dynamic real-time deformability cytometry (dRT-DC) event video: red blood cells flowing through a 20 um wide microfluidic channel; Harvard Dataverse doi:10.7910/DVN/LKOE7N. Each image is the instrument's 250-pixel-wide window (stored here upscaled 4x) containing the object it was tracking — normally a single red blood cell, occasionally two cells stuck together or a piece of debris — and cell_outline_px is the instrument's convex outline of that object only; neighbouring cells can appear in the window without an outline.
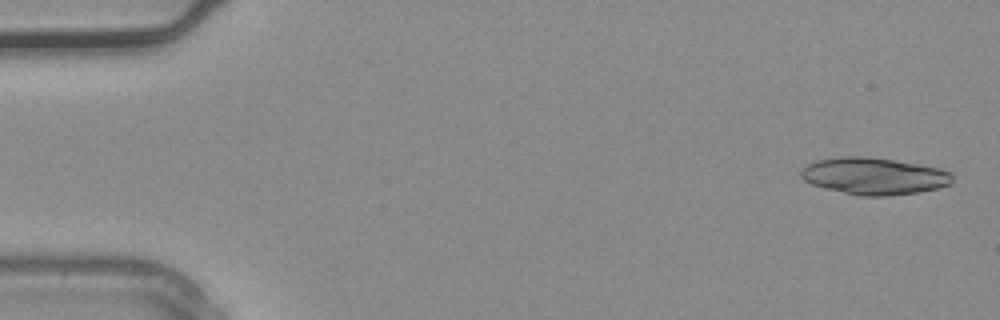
{"species": "common noctule bat (a hibernating species)", "species_latin": "Nyctalus noctula", "temperature_condition": "warm", "stored_images_in_passage": 35, "camera_frame_rate_fps": 3000, "um_per_image_px": 0.085, "animal": {"sex": "male", "body_mass_g": 20.4}, "frame": {"image": 1, "passage_image": 1, "time_ms": 0.0, "image_size_px": [1000, 320], "cell_outline_px": [[952, 184], [920, 192], [888, 196], [860, 196], [824, 188], [812, 184], [804, 180], [800, 176], [800, 168], [816, 160], [840, 156], [868, 156], [940, 168], [952, 172]], "centroid_in_image_um": [74.27, 14.96], "position_along_channel_um": 10.7, "area_um2": 32.77}}